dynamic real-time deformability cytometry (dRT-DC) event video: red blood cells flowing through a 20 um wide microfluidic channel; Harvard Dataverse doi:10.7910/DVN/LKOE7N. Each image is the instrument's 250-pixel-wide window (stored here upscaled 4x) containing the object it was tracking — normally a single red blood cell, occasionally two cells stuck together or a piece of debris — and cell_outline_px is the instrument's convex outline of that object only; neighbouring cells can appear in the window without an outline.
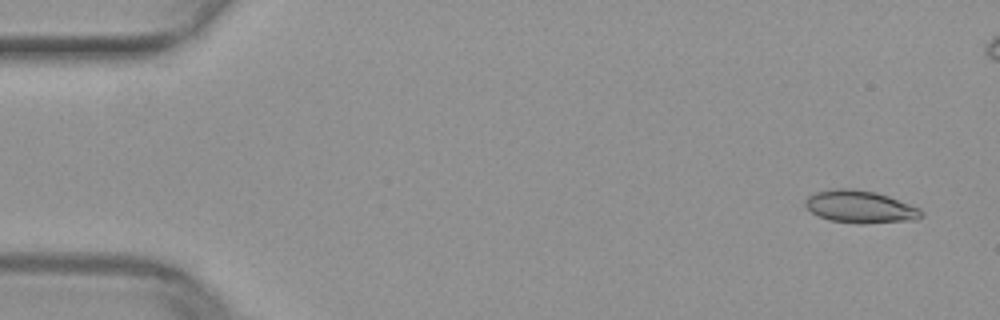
{"species": "common noctule bat (a hibernating species)", "species_latin": "Nyctalus noctula", "temperature_condition": "warm", "stored_images_in_passage": 7, "camera_frame_rate_fps": 3000, "um_per_image_px": 0.085, "animal": {"sex": "female", "body_mass_g": 29.2, "forearm_length_mm": 56.3}, "frame": {"image": 1, "passage_image": 2, "time_ms": 0.333, "image_size_px": [1000, 320], "cell_outline_px": [[924, 216], [916, 220], [864, 224], [856, 224], [828, 220], [816, 216], [804, 204], [804, 200], [808, 196], [816, 192], [832, 188], [852, 188], [876, 192], [888, 196], [920, 208], [924, 212]], "centroid_in_image_um": [73.11, 17.59], "position_along_channel_um": 11.9, "area_um2": 22.37}}